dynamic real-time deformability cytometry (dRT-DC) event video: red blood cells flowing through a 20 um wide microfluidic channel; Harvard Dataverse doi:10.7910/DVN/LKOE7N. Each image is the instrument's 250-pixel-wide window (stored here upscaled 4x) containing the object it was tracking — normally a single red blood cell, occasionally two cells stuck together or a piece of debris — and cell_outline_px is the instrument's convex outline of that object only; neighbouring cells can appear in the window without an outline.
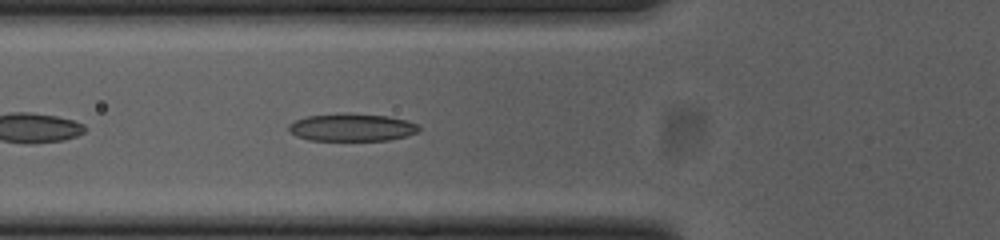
{"species": "common noctule bat (a hibernating species)", "species_latin": "Nyctalus noctula", "temperature_condition": "cold", "stored_images_in_passage": 41, "camera_frame_rate_fps": 3000, "um_per_image_px": 0.085, "animal": {"sex": "female", "body_mass_g": 23.0, "forearm_length_mm": 53.4}, "frame": {"image": 1, "passage_image": 6, "time_ms": 1.667, "image_size_px": [1000, 240], "cell_outline_px": [[420, 132], [408, 136], [388, 140], [308, 140], [296, 136], [288, 132], [288, 124], [296, 120], [308, 116], [344, 112], [388, 116], [408, 120], [420, 124]], "centroid_in_image_um": [29.94, 10.82], "position_along_channel_um": 95.9, "area_um2": 21.39}}
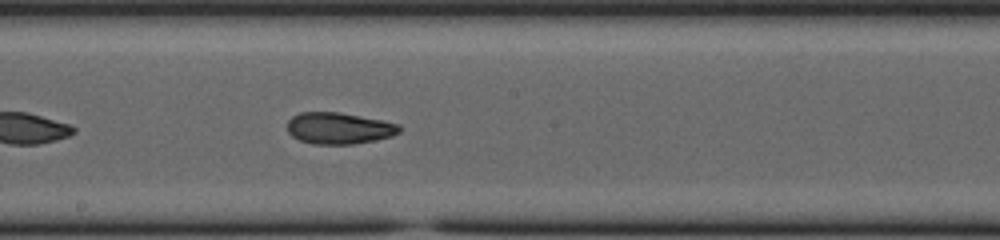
{"frame": {"image": 2, "passage_image": 16, "time_ms": 5.0, "image_size_px": [1000, 240], "cell_outline_px": [[400, 132], [392, 136], [376, 140], [352, 144], [312, 144], [300, 140], [292, 136], [288, 132], [288, 120], [292, 116], [300, 112], [340, 112], [384, 120], [400, 124]], "centroid_in_image_um": [28.83, 10.89], "position_along_channel_um": 219.4, "area_um2": 20.75}}
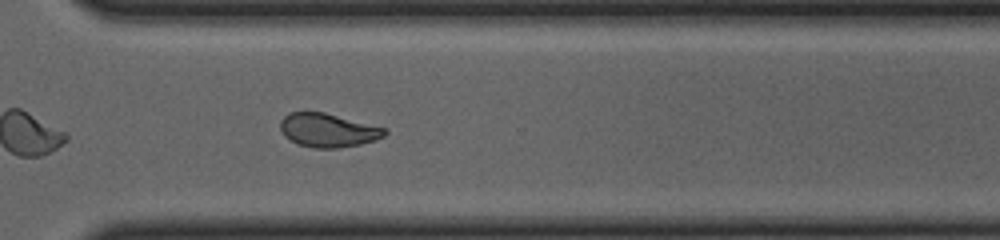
{"frame": {"image": 3, "passage_image": 26, "time_ms": 8.333, "image_size_px": [1000, 240], "cell_outline_px": [[388, 132], [384, 136], [376, 140], [360, 144], [336, 148], [312, 148], [296, 144], [284, 136], [280, 128], [280, 120], [288, 112], [324, 112], [388, 128]], "centroid_in_image_um": [27.88, 11.07], "position_along_channel_um": 342.7, "area_um2": 20.75}, "authors_computed_cell_mechanics": {"area_um2": 21.2704, "velocity_mm_per_s": 3.6952, "shape_relaxation_time_tau1_ms": 6.1627, "shape_relaxation_time_tau2_ms": 2.5423, "deformation_change_tau1": 0.1688, "deformation_change_tau2": 0.0708}}